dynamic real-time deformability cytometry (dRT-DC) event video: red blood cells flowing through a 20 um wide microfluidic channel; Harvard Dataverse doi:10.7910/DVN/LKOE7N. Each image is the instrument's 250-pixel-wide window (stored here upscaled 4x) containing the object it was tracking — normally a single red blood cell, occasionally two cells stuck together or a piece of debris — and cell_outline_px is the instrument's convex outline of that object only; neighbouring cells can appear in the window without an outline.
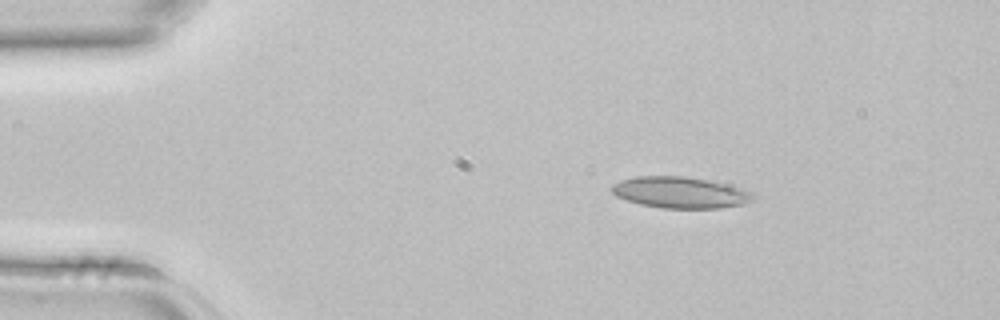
{"species": "common noctule bat (a hibernating species)", "species_latin": "Nyctalus noctula", "temperature_condition": "room temperature", "stored_images_in_passage": 2, "camera_frame_rate_fps": 3000, "um_per_image_px": 0.085, "animal": {"sex": "female", "body_mass_g": 22.7, "forearm_length_mm": 54.2}, "frame": {"image": 1, "passage_image": 1, "time_ms": 0.0, "image_size_px": [1000, 320], "cell_outline_px": [[756, 196], [752, 200], [744, 204], [720, 208], [664, 208], [640, 204], [616, 196], [608, 188], [612, 184], [620, 180], [636, 176], [684, 176], [708, 180], [728, 184], [752, 192]], "centroid_in_image_um": [57.8, 16.35], "position_along_channel_um": 27.2, "area_um2": 25.89}}